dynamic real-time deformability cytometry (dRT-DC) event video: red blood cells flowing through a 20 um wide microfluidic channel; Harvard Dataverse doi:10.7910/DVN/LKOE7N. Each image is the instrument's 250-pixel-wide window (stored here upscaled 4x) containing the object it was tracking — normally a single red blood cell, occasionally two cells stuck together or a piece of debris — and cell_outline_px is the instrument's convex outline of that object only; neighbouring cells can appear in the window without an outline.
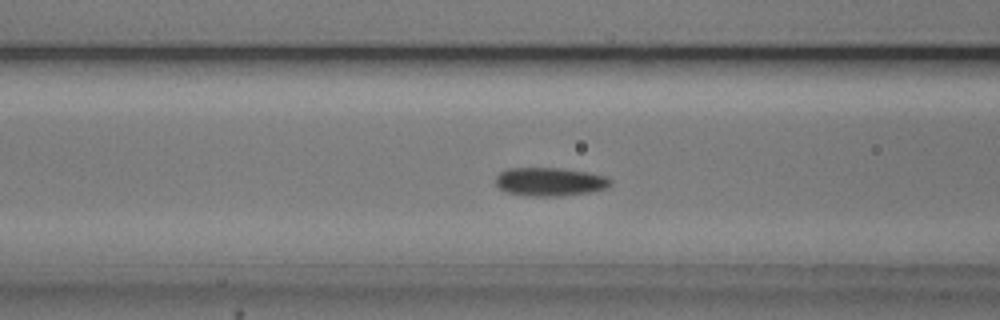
{"species": "common noctule bat (a hibernating species)", "species_latin": "Nyctalus noctula", "temperature_condition": "cold", "stored_images_in_passage": 43, "camera_frame_rate_fps": 3000, "um_per_image_px": 0.085, "animal": {"sex": "male", "body_mass_g": 20.5, "forearm_length_mm": 52.5}, "frame": {"image": 1, "passage_image": 16, "time_ms": 5.0, "image_size_px": [1000, 320], "cell_outline_px": [[612, 184], [604, 188], [588, 192], [560, 196], [532, 196], [508, 192], [500, 188], [496, 184], [496, 176], [500, 172], [508, 168], [560, 168], [588, 172], [604, 176], [612, 180]], "centroid_in_image_um": [46.73, 15.44], "position_along_channel_um": 119.9, "area_um2": 18.84}}
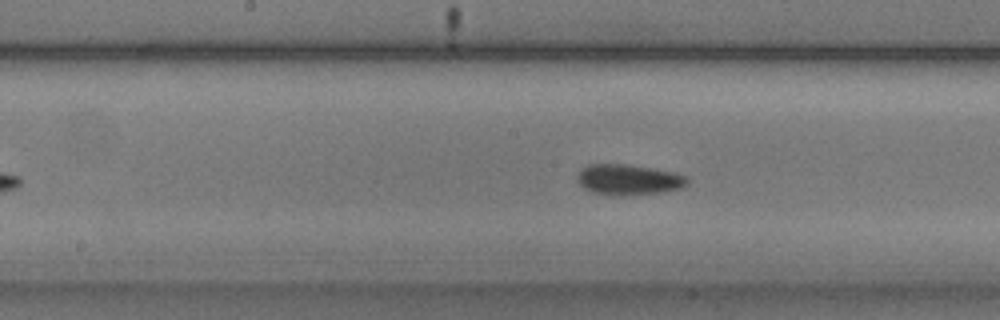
{"frame": {"image": 2, "passage_image": 22, "time_ms": 7.0, "image_size_px": [1000, 320], "cell_outline_px": [[688, 184], [684, 188], [660, 192], [624, 196], [608, 196], [592, 192], [580, 184], [576, 176], [588, 164], [624, 164], [652, 168], [676, 172], [688, 176]], "centroid_in_image_um": [53.48, 15.28], "position_along_channel_um": 194.7, "area_um2": 19.83}}
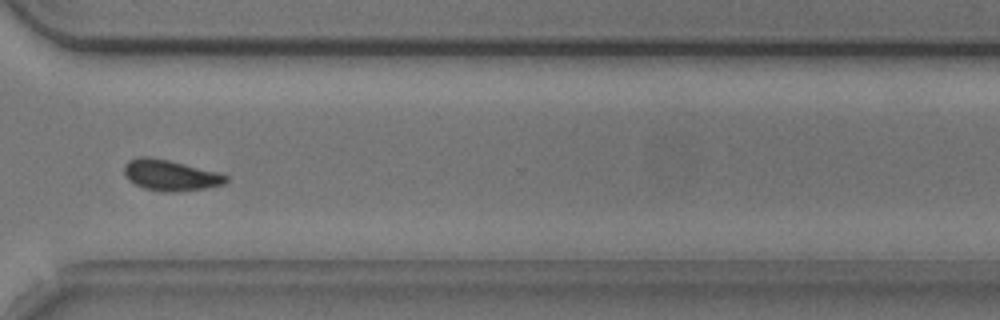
{"frame": {"image": 3, "passage_image": 35, "time_ms": 11.333, "image_size_px": [1000, 320], "cell_outline_px": [[228, 180], [224, 184], [204, 188], [176, 192], [160, 192], [144, 188], [128, 180], [124, 172], [124, 164], [128, 160], [140, 156], [152, 156], [216, 172], [228, 176]], "centroid_in_image_um": [14.43, 14.89], "position_along_channel_um": 356.2, "area_um2": 18.26}, "authors_computed_cell_mechanics": {"area_um2": 18.496, "velocity_mm_per_s": 3.732, "shape_relaxation_time_tau1_ms": 4.6019, "shape_relaxation_time_tau2_ms": 3.1907, "deformation_change_tau1": 0.0747, "deformation_change_tau2": 0.06}}